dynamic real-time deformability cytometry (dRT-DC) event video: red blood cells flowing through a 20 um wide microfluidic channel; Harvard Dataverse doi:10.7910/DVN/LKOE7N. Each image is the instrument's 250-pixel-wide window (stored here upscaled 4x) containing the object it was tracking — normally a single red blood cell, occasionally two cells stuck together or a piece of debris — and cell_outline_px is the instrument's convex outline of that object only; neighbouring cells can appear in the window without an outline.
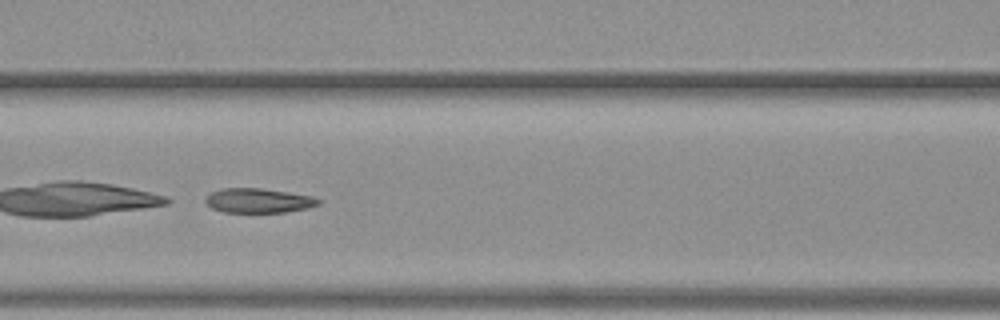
{"species": "common noctule bat (a hibernating species)", "species_latin": "Nyctalus noctula", "temperature_condition": "warm", "stored_images_in_passage": 53, "camera_frame_rate_fps": 3000, "um_per_image_px": 0.085, "animal": {"sex": "female", "body_mass_g": 19.3, "forearm_length_mm": 54.1}, "frame": {"image": 1, "passage_image": 23, "time_ms": 7.333, "image_size_px": [1000, 320], "cell_outline_px": [[320, 204], [308, 208], [284, 212], [224, 212], [212, 208], [204, 200], [212, 192], [220, 188], [260, 188], [288, 192], [312, 196], [320, 200]], "centroid_in_image_um": [21.97, 17.05], "position_along_channel_um": 144.6, "area_um2": 16.01}}